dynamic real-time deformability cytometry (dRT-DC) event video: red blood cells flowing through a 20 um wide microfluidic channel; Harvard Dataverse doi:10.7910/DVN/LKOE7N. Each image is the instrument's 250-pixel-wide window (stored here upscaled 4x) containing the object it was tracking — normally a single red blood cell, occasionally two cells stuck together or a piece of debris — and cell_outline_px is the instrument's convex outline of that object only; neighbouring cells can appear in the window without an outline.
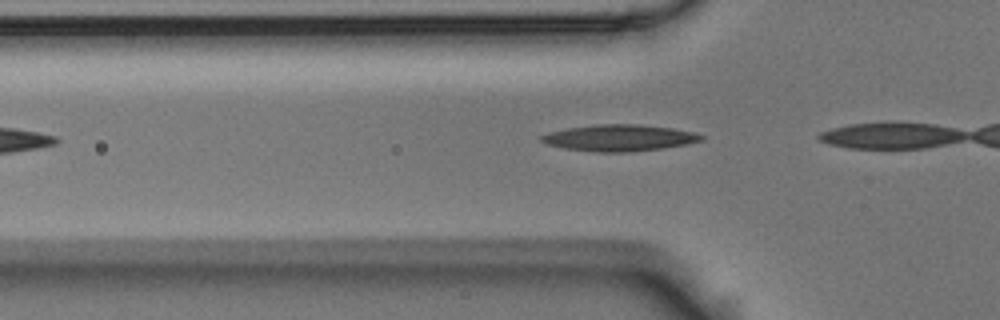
{"species": "Egyptian fruit bat (a non-hibernating species)", "species_latin": "Rousettus aegyptiacus", "temperature_condition": "room temperature", "stored_images_in_passage": 3, "camera_frame_rate_fps": 3000, "um_per_image_px": 0.085, "animal": {"sex": "male"}, "frame": {"image": 1, "passage_image": 2, "time_ms": 0.333, "image_size_px": [1000, 320], "cell_outline_px": [[704, 140], [688, 144], [632, 152], [600, 152], [564, 148], [548, 144], [540, 140], [540, 136], [552, 132], [568, 128], [596, 124], [636, 124], [672, 128], [692, 132], [704, 136]], "centroid_in_image_um": [52.67, 11.72], "position_along_channel_um": 73.1, "area_um2": 24.39}}